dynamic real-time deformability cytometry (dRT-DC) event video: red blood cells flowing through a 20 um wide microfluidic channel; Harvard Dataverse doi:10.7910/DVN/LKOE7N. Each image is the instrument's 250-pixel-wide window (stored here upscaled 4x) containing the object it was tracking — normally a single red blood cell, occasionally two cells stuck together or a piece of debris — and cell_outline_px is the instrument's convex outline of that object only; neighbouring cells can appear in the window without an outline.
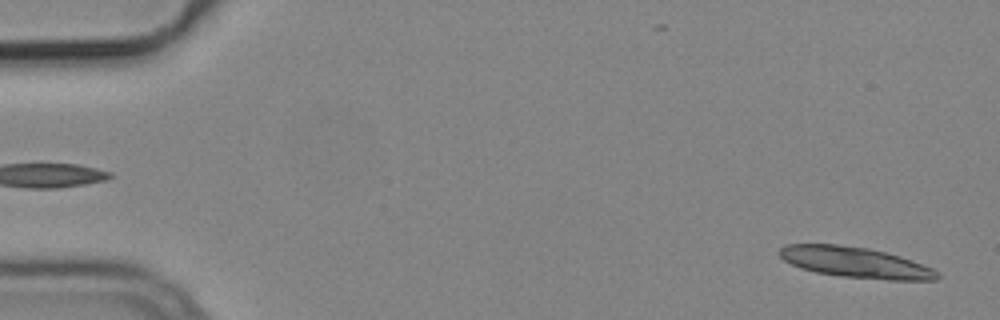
{"species": "common noctule bat (a hibernating species)", "species_latin": "Nyctalus noctula", "temperature_condition": "cold", "stored_images_in_passage": 2, "camera_frame_rate_fps": 3000, "um_per_image_px": 0.085, "animal": {"sex": "male", "body_mass_g": 19.2, "forearm_length_mm": 51.8}, "frame": {"image": 1, "passage_image": 2, "time_ms": 0.333, "image_size_px": [1000, 320], "cell_outline_px": [[940, 276], [936, 280], [888, 280], [840, 276], [816, 272], [800, 268], [784, 260], [776, 252], [784, 244], [836, 244], [868, 248], [900, 256], [912, 260], [932, 268], [940, 272]], "centroid_in_image_um": [72.7, 22.3], "position_along_channel_um": 12.3, "area_um2": 28.32}}